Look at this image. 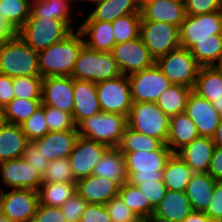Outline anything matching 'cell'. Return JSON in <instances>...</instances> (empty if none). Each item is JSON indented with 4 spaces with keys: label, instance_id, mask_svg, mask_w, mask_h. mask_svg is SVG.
Segmentation results:
<instances>
[{
    "label": "cell",
    "instance_id": "obj_56",
    "mask_svg": "<svg viewBox=\"0 0 222 222\" xmlns=\"http://www.w3.org/2000/svg\"><path fill=\"white\" fill-rule=\"evenodd\" d=\"M16 33L9 27L5 22L4 18L0 12V43L4 40H7L13 37Z\"/></svg>",
    "mask_w": 222,
    "mask_h": 222
},
{
    "label": "cell",
    "instance_id": "obj_37",
    "mask_svg": "<svg viewBox=\"0 0 222 222\" xmlns=\"http://www.w3.org/2000/svg\"><path fill=\"white\" fill-rule=\"evenodd\" d=\"M209 38L198 41L189 49L201 67L215 66L222 58V34L211 35Z\"/></svg>",
    "mask_w": 222,
    "mask_h": 222
},
{
    "label": "cell",
    "instance_id": "obj_5",
    "mask_svg": "<svg viewBox=\"0 0 222 222\" xmlns=\"http://www.w3.org/2000/svg\"><path fill=\"white\" fill-rule=\"evenodd\" d=\"M121 74L112 52L92 50L85 45L79 52L71 77L99 83Z\"/></svg>",
    "mask_w": 222,
    "mask_h": 222
},
{
    "label": "cell",
    "instance_id": "obj_51",
    "mask_svg": "<svg viewBox=\"0 0 222 222\" xmlns=\"http://www.w3.org/2000/svg\"><path fill=\"white\" fill-rule=\"evenodd\" d=\"M204 213L214 222H222V181H217Z\"/></svg>",
    "mask_w": 222,
    "mask_h": 222
},
{
    "label": "cell",
    "instance_id": "obj_66",
    "mask_svg": "<svg viewBox=\"0 0 222 222\" xmlns=\"http://www.w3.org/2000/svg\"><path fill=\"white\" fill-rule=\"evenodd\" d=\"M140 4H142L143 2H145L146 0H138Z\"/></svg>",
    "mask_w": 222,
    "mask_h": 222
},
{
    "label": "cell",
    "instance_id": "obj_3",
    "mask_svg": "<svg viewBox=\"0 0 222 222\" xmlns=\"http://www.w3.org/2000/svg\"><path fill=\"white\" fill-rule=\"evenodd\" d=\"M122 153L125 157L128 182L134 186L145 181L163 180V169L173 154L166 144L157 151Z\"/></svg>",
    "mask_w": 222,
    "mask_h": 222
},
{
    "label": "cell",
    "instance_id": "obj_7",
    "mask_svg": "<svg viewBox=\"0 0 222 222\" xmlns=\"http://www.w3.org/2000/svg\"><path fill=\"white\" fill-rule=\"evenodd\" d=\"M128 127L134 131L155 137L166 144L170 117L156 103L135 102L127 118Z\"/></svg>",
    "mask_w": 222,
    "mask_h": 222
},
{
    "label": "cell",
    "instance_id": "obj_41",
    "mask_svg": "<svg viewBox=\"0 0 222 222\" xmlns=\"http://www.w3.org/2000/svg\"><path fill=\"white\" fill-rule=\"evenodd\" d=\"M141 14H128L112 22L115 42L124 43L140 36Z\"/></svg>",
    "mask_w": 222,
    "mask_h": 222
},
{
    "label": "cell",
    "instance_id": "obj_33",
    "mask_svg": "<svg viewBox=\"0 0 222 222\" xmlns=\"http://www.w3.org/2000/svg\"><path fill=\"white\" fill-rule=\"evenodd\" d=\"M193 174L191 168L177 154H172L163 169V183L167 190L185 192Z\"/></svg>",
    "mask_w": 222,
    "mask_h": 222
},
{
    "label": "cell",
    "instance_id": "obj_61",
    "mask_svg": "<svg viewBox=\"0 0 222 222\" xmlns=\"http://www.w3.org/2000/svg\"><path fill=\"white\" fill-rule=\"evenodd\" d=\"M0 222H12L7 216L0 215Z\"/></svg>",
    "mask_w": 222,
    "mask_h": 222
},
{
    "label": "cell",
    "instance_id": "obj_65",
    "mask_svg": "<svg viewBox=\"0 0 222 222\" xmlns=\"http://www.w3.org/2000/svg\"><path fill=\"white\" fill-rule=\"evenodd\" d=\"M2 214V211H1V190H0V215Z\"/></svg>",
    "mask_w": 222,
    "mask_h": 222
},
{
    "label": "cell",
    "instance_id": "obj_4",
    "mask_svg": "<svg viewBox=\"0 0 222 222\" xmlns=\"http://www.w3.org/2000/svg\"><path fill=\"white\" fill-rule=\"evenodd\" d=\"M127 126L125 115L101 111L85 118L76 127L81 137L118 147Z\"/></svg>",
    "mask_w": 222,
    "mask_h": 222
},
{
    "label": "cell",
    "instance_id": "obj_49",
    "mask_svg": "<svg viewBox=\"0 0 222 222\" xmlns=\"http://www.w3.org/2000/svg\"><path fill=\"white\" fill-rule=\"evenodd\" d=\"M186 15L196 16L222 10V0H186Z\"/></svg>",
    "mask_w": 222,
    "mask_h": 222
},
{
    "label": "cell",
    "instance_id": "obj_28",
    "mask_svg": "<svg viewBox=\"0 0 222 222\" xmlns=\"http://www.w3.org/2000/svg\"><path fill=\"white\" fill-rule=\"evenodd\" d=\"M199 136L196 124L185 112L170 117L166 145L173 154Z\"/></svg>",
    "mask_w": 222,
    "mask_h": 222
},
{
    "label": "cell",
    "instance_id": "obj_24",
    "mask_svg": "<svg viewBox=\"0 0 222 222\" xmlns=\"http://www.w3.org/2000/svg\"><path fill=\"white\" fill-rule=\"evenodd\" d=\"M214 149L212 138L199 136L176 154L194 173H208Z\"/></svg>",
    "mask_w": 222,
    "mask_h": 222
},
{
    "label": "cell",
    "instance_id": "obj_43",
    "mask_svg": "<svg viewBox=\"0 0 222 222\" xmlns=\"http://www.w3.org/2000/svg\"><path fill=\"white\" fill-rule=\"evenodd\" d=\"M57 182L76 183L68 158L50 161L42 176V183Z\"/></svg>",
    "mask_w": 222,
    "mask_h": 222
},
{
    "label": "cell",
    "instance_id": "obj_46",
    "mask_svg": "<svg viewBox=\"0 0 222 222\" xmlns=\"http://www.w3.org/2000/svg\"><path fill=\"white\" fill-rule=\"evenodd\" d=\"M105 207L111 222H142L139 217L129 209L119 196L110 199Z\"/></svg>",
    "mask_w": 222,
    "mask_h": 222
},
{
    "label": "cell",
    "instance_id": "obj_50",
    "mask_svg": "<svg viewBox=\"0 0 222 222\" xmlns=\"http://www.w3.org/2000/svg\"><path fill=\"white\" fill-rule=\"evenodd\" d=\"M22 158L31 164L33 167L38 169V172L43 176L47 166L49 165V160L40 152L37 146L30 141L27 144L25 151L23 152Z\"/></svg>",
    "mask_w": 222,
    "mask_h": 222
},
{
    "label": "cell",
    "instance_id": "obj_53",
    "mask_svg": "<svg viewBox=\"0 0 222 222\" xmlns=\"http://www.w3.org/2000/svg\"><path fill=\"white\" fill-rule=\"evenodd\" d=\"M79 222H111L104 204L88 203Z\"/></svg>",
    "mask_w": 222,
    "mask_h": 222
},
{
    "label": "cell",
    "instance_id": "obj_47",
    "mask_svg": "<svg viewBox=\"0 0 222 222\" xmlns=\"http://www.w3.org/2000/svg\"><path fill=\"white\" fill-rule=\"evenodd\" d=\"M136 186L143 193L145 199H148L154 209L161 202L167 191L163 180L145 181Z\"/></svg>",
    "mask_w": 222,
    "mask_h": 222
},
{
    "label": "cell",
    "instance_id": "obj_22",
    "mask_svg": "<svg viewBox=\"0 0 222 222\" xmlns=\"http://www.w3.org/2000/svg\"><path fill=\"white\" fill-rule=\"evenodd\" d=\"M74 108L72 117L77 126L82 120L101 112L96 83L74 79Z\"/></svg>",
    "mask_w": 222,
    "mask_h": 222
},
{
    "label": "cell",
    "instance_id": "obj_20",
    "mask_svg": "<svg viewBox=\"0 0 222 222\" xmlns=\"http://www.w3.org/2000/svg\"><path fill=\"white\" fill-rule=\"evenodd\" d=\"M78 25L86 47L102 52L112 51L116 44L112 22L82 20Z\"/></svg>",
    "mask_w": 222,
    "mask_h": 222
},
{
    "label": "cell",
    "instance_id": "obj_9",
    "mask_svg": "<svg viewBox=\"0 0 222 222\" xmlns=\"http://www.w3.org/2000/svg\"><path fill=\"white\" fill-rule=\"evenodd\" d=\"M140 36L154 60L181 47L179 27L166 22L147 21L142 17Z\"/></svg>",
    "mask_w": 222,
    "mask_h": 222
},
{
    "label": "cell",
    "instance_id": "obj_19",
    "mask_svg": "<svg viewBox=\"0 0 222 222\" xmlns=\"http://www.w3.org/2000/svg\"><path fill=\"white\" fill-rule=\"evenodd\" d=\"M193 212L185 192L167 190L154 209L150 222H183Z\"/></svg>",
    "mask_w": 222,
    "mask_h": 222
},
{
    "label": "cell",
    "instance_id": "obj_18",
    "mask_svg": "<svg viewBox=\"0 0 222 222\" xmlns=\"http://www.w3.org/2000/svg\"><path fill=\"white\" fill-rule=\"evenodd\" d=\"M185 113L196 124L200 136L212 138L222 120L212 102L191 92L186 105Z\"/></svg>",
    "mask_w": 222,
    "mask_h": 222
},
{
    "label": "cell",
    "instance_id": "obj_23",
    "mask_svg": "<svg viewBox=\"0 0 222 222\" xmlns=\"http://www.w3.org/2000/svg\"><path fill=\"white\" fill-rule=\"evenodd\" d=\"M120 185L102 176L90 175L76 182V192L88 203L106 204L118 196Z\"/></svg>",
    "mask_w": 222,
    "mask_h": 222
},
{
    "label": "cell",
    "instance_id": "obj_64",
    "mask_svg": "<svg viewBox=\"0 0 222 222\" xmlns=\"http://www.w3.org/2000/svg\"><path fill=\"white\" fill-rule=\"evenodd\" d=\"M169 1L177 2V3H180V4H185L186 0H169Z\"/></svg>",
    "mask_w": 222,
    "mask_h": 222
},
{
    "label": "cell",
    "instance_id": "obj_38",
    "mask_svg": "<svg viewBox=\"0 0 222 222\" xmlns=\"http://www.w3.org/2000/svg\"><path fill=\"white\" fill-rule=\"evenodd\" d=\"M33 0H0V12L5 22L16 33L30 17Z\"/></svg>",
    "mask_w": 222,
    "mask_h": 222
},
{
    "label": "cell",
    "instance_id": "obj_29",
    "mask_svg": "<svg viewBox=\"0 0 222 222\" xmlns=\"http://www.w3.org/2000/svg\"><path fill=\"white\" fill-rule=\"evenodd\" d=\"M29 142L20 125L4 121L0 125V162L22 157Z\"/></svg>",
    "mask_w": 222,
    "mask_h": 222
},
{
    "label": "cell",
    "instance_id": "obj_59",
    "mask_svg": "<svg viewBox=\"0 0 222 222\" xmlns=\"http://www.w3.org/2000/svg\"><path fill=\"white\" fill-rule=\"evenodd\" d=\"M212 105L217 110V112L222 115V99L221 100H213Z\"/></svg>",
    "mask_w": 222,
    "mask_h": 222
},
{
    "label": "cell",
    "instance_id": "obj_26",
    "mask_svg": "<svg viewBox=\"0 0 222 222\" xmlns=\"http://www.w3.org/2000/svg\"><path fill=\"white\" fill-rule=\"evenodd\" d=\"M93 8L84 19L114 22L117 18L128 14H141V4L138 0H100L92 4Z\"/></svg>",
    "mask_w": 222,
    "mask_h": 222
},
{
    "label": "cell",
    "instance_id": "obj_62",
    "mask_svg": "<svg viewBox=\"0 0 222 222\" xmlns=\"http://www.w3.org/2000/svg\"><path fill=\"white\" fill-rule=\"evenodd\" d=\"M215 67L222 73V58L218 61Z\"/></svg>",
    "mask_w": 222,
    "mask_h": 222
},
{
    "label": "cell",
    "instance_id": "obj_1",
    "mask_svg": "<svg viewBox=\"0 0 222 222\" xmlns=\"http://www.w3.org/2000/svg\"><path fill=\"white\" fill-rule=\"evenodd\" d=\"M84 40L78 30H74L64 40L38 51L39 70L42 78L71 76Z\"/></svg>",
    "mask_w": 222,
    "mask_h": 222
},
{
    "label": "cell",
    "instance_id": "obj_8",
    "mask_svg": "<svg viewBox=\"0 0 222 222\" xmlns=\"http://www.w3.org/2000/svg\"><path fill=\"white\" fill-rule=\"evenodd\" d=\"M155 64L172 84L192 89L201 67L190 51L182 47L158 57Z\"/></svg>",
    "mask_w": 222,
    "mask_h": 222
},
{
    "label": "cell",
    "instance_id": "obj_14",
    "mask_svg": "<svg viewBox=\"0 0 222 222\" xmlns=\"http://www.w3.org/2000/svg\"><path fill=\"white\" fill-rule=\"evenodd\" d=\"M38 204L39 196L36 190H1L2 215L12 222H32Z\"/></svg>",
    "mask_w": 222,
    "mask_h": 222
},
{
    "label": "cell",
    "instance_id": "obj_17",
    "mask_svg": "<svg viewBox=\"0 0 222 222\" xmlns=\"http://www.w3.org/2000/svg\"><path fill=\"white\" fill-rule=\"evenodd\" d=\"M74 79L71 76L46 77L42 80V104L72 115Z\"/></svg>",
    "mask_w": 222,
    "mask_h": 222
},
{
    "label": "cell",
    "instance_id": "obj_32",
    "mask_svg": "<svg viewBox=\"0 0 222 222\" xmlns=\"http://www.w3.org/2000/svg\"><path fill=\"white\" fill-rule=\"evenodd\" d=\"M193 92L212 102L222 99V73L215 66L199 69Z\"/></svg>",
    "mask_w": 222,
    "mask_h": 222
},
{
    "label": "cell",
    "instance_id": "obj_35",
    "mask_svg": "<svg viewBox=\"0 0 222 222\" xmlns=\"http://www.w3.org/2000/svg\"><path fill=\"white\" fill-rule=\"evenodd\" d=\"M118 196L142 222H150L154 208L150 205L148 199H145V196L137 186H134L129 182L123 184L120 186Z\"/></svg>",
    "mask_w": 222,
    "mask_h": 222
},
{
    "label": "cell",
    "instance_id": "obj_55",
    "mask_svg": "<svg viewBox=\"0 0 222 222\" xmlns=\"http://www.w3.org/2000/svg\"><path fill=\"white\" fill-rule=\"evenodd\" d=\"M208 173L216 181H222V147H215Z\"/></svg>",
    "mask_w": 222,
    "mask_h": 222
},
{
    "label": "cell",
    "instance_id": "obj_40",
    "mask_svg": "<svg viewBox=\"0 0 222 222\" xmlns=\"http://www.w3.org/2000/svg\"><path fill=\"white\" fill-rule=\"evenodd\" d=\"M42 100H29L13 98L3 108V120L8 123L20 125L27 120L40 106Z\"/></svg>",
    "mask_w": 222,
    "mask_h": 222
},
{
    "label": "cell",
    "instance_id": "obj_42",
    "mask_svg": "<svg viewBox=\"0 0 222 222\" xmlns=\"http://www.w3.org/2000/svg\"><path fill=\"white\" fill-rule=\"evenodd\" d=\"M42 80L41 76L14 77V98L42 100Z\"/></svg>",
    "mask_w": 222,
    "mask_h": 222
},
{
    "label": "cell",
    "instance_id": "obj_39",
    "mask_svg": "<svg viewBox=\"0 0 222 222\" xmlns=\"http://www.w3.org/2000/svg\"><path fill=\"white\" fill-rule=\"evenodd\" d=\"M165 144L152 136L138 133L133 129L126 127L121 142L117 147L121 152H134V151H157L160 150Z\"/></svg>",
    "mask_w": 222,
    "mask_h": 222
},
{
    "label": "cell",
    "instance_id": "obj_11",
    "mask_svg": "<svg viewBox=\"0 0 222 222\" xmlns=\"http://www.w3.org/2000/svg\"><path fill=\"white\" fill-rule=\"evenodd\" d=\"M222 34V10L203 15H186L179 27L180 46L190 49L198 41L210 40L211 35Z\"/></svg>",
    "mask_w": 222,
    "mask_h": 222
},
{
    "label": "cell",
    "instance_id": "obj_36",
    "mask_svg": "<svg viewBox=\"0 0 222 222\" xmlns=\"http://www.w3.org/2000/svg\"><path fill=\"white\" fill-rule=\"evenodd\" d=\"M76 193V183H42L38 190L39 203L51 207H61Z\"/></svg>",
    "mask_w": 222,
    "mask_h": 222
},
{
    "label": "cell",
    "instance_id": "obj_60",
    "mask_svg": "<svg viewBox=\"0 0 222 222\" xmlns=\"http://www.w3.org/2000/svg\"><path fill=\"white\" fill-rule=\"evenodd\" d=\"M97 1H100V0H73L75 6H76V4L79 5V3H81V6H83L82 3H86L87 5L90 4V6H91L92 4H94Z\"/></svg>",
    "mask_w": 222,
    "mask_h": 222
},
{
    "label": "cell",
    "instance_id": "obj_63",
    "mask_svg": "<svg viewBox=\"0 0 222 222\" xmlns=\"http://www.w3.org/2000/svg\"><path fill=\"white\" fill-rule=\"evenodd\" d=\"M4 122L3 120V109L0 107V125Z\"/></svg>",
    "mask_w": 222,
    "mask_h": 222
},
{
    "label": "cell",
    "instance_id": "obj_13",
    "mask_svg": "<svg viewBox=\"0 0 222 222\" xmlns=\"http://www.w3.org/2000/svg\"><path fill=\"white\" fill-rule=\"evenodd\" d=\"M0 181V185L3 183L0 186L1 190L30 189L38 191L42 184V175L38 169L19 157L0 162Z\"/></svg>",
    "mask_w": 222,
    "mask_h": 222
},
{
    "label": "cell",
    "instance_id": "obj_12",
    "mask_svg": "<svg viewBox=\"0 0 222 222\" xmlns=\"http://www.w3.org/2000/svg\"><path fill=\"white\" fill-rule=\"evenodd\" d=\"M128 78L133 103H155L160 95L172 85L156 64L150 68L133 73Z\"/></svg>",
    "mask_w": 222,
    "mask_h": 222
},
{
    "label": "cell",
    "instance_id": "obj_27",
    "mask_svg": "<svg viewBox=\"0 0 222 222\" xmlns=\"http://www.w3.org/2000/svg\"><path fill=\"white\" fill-rule=\"evenodd\" d=\"M73 4V0H33L29 18L47 17L48 19L61 20L73 31L78 30L79 25H74L75 14H73V9L77 6Z\"/></svg>",
    "mask_w": 222,
    "mask_h": 222
},
{
    "label": "cell",
    "instance_id": "obj_21",
    "mask_svg": "<svg viewBox=\"0 0 222 222\" xmlns=\"http://www.w3.org/2000/svg\"><path fill=\"white\" fill-rule=\"evenodd\" d=\"M79 138L78 130L48 132L32 141L49 161L68 158Z\"/></svg>",
    "mask_w": 222,
    "mask_h": 222
},
{
    "label": "cell",
    "instance_id": "obj_2",
    "mask_svg": "<svg viewBox=\"0 0 222 222\" xmlns=\"http://www.w3.org/2000/svg\"><path fill=\"white\" fill-rule=\"evenodd\" d=\"M0 73L14 77L40 76L38 52L16 34L0 43Z\"/></svg>",
    "mask_w": 222,
    "mask_h": 222
},
{
    "label": "cell",
    "instance_id": "obj_30",
    "mask_svg": "<svg viewBox=\"0 0 222 222\" xmlns=\"http://www.w3.org/2000/svg\"><path fill=\"white\" fill-rule=\"evenodd\" d=\"M92 175L110 179L120 186L127 183L128 174L123 153L117 147H110L94 167Z\"/></svg>",
    "mask_w": 222,
    "mask_h": 222
},
{
    "label": "cell",
    "instance_id": "obj_15",
    "mask_svg": "<svg viewBox=\"0 0 222 222\" xmlns=\"http://www.w3.org/2000/svg\"><path fill=\"white\" fill-rule=\"evenodd\" d=\"M111 52L121 74L126 76L155 64V60L144 45L141 36L131 41L115 44Z\"/></svg>",
    "mask_w": 222,
    "mask_h": 222
},
{
    "label": "cell",
    "instance_id": "obj_10",
    "mask_svg": "<svg viewBox=\"0 0 222 222\" xmlns=\"http://www.w3.org/2000/svg\"><path fill=\"white\" fill-rule=\"evenodd\" d=\"M96 89L102 112L118 113L128 118L133 104L128 76L122 74L96 83Z\"/></svg>",
    "mask_w": 222,
    "mask_h": 222
},
{
    "label": "cell",
    "instance_id": "obj_58",
    "mask_svg": "<svg viewBox=\"0 0 222 222\" xmlns=\"http://www.w3.org/2000/svg\"><path fill=\"white\" fill-rule=\"evenodd\" d=\"M215 147H222V120L212 137Z\"/></svg>",
    "mask_w": 222,
    "mask_h": 222
},
{
    "label": "cell",
    "instance_id": "obj_16",
    "mask_svg": "<svg viewBox=\"0 0 222 222\" xmlns=\"http://www.w3.org/2000/svg\"><path fill=\"white\" fill-rule=\"evenodd\" d=\"M109 148L106 144L79 136L68 157L76 182L92 175L94 167Z\"/></svg>",
    "mask_w": 222,
    "mask_h": 222
},
{
    "label": "cell",
    "instance_id": "obj_6",
    "mask_svg": "<svg viewBox=\"0 0 222 222\" xmlns=\"http://www.w3.org/2000/svg\"><path fill=\"white\" fill-rule=\"evenodd\" d=\"M72 32L64 21L45 17L28 18L16 35L38 52L64 40Z\"/></svg>",
    "mask_w": 222,
    "mask_h": 222
},
{
    "label": "cell",
    "instance_id": "obj_25",
    "mask_svg": "<svg viewBox=\"0 0 222 222\" xmlns=\"http://www.w3.org/2000/svg\"><path fill=\"white\" fill-rule=\"evenodd\" d=\"M141 15L147 21L180 27L186 17L185 5L169 0H146L141 4Z\"/></svg>",
    "mask_w": 222,
    "mask_h": 222
},
{
    "label": "cell",
    "instance_id": "obj_31",
    "mask_svg": "<svg viewBox=\"0 0 222 222\" xmlns=\"http://www.w3.org/2000/svg\"><path fill=\"white\" fill-rule=\"evenodd\" d=\"M216 180L209 173H194L185 189L193 211L204 212L213 195Z\"/></svg>",
    "mask_w": 222,
    "mask_h": 222
},
{
    "label": "cell",
    "instance_id": "obj_34",
    "mask_svg": "<svg viewBox=\"0 0 222 222\" xmlns=\"http://www.w3.org/2000/svg\"><path fill=\"white\" fill-rule=\"evenodd\" d=\"M192 88L181 84H172L155 102L169 117L185 112Z\"/></svg>",
    "mask_w": 222,
    "mask_h": 222
},
{
    "label": "cell",
    "instance_id": "obj_57",
    "mask_svg": "<svg viewBox=\"0 0 222 222\" xmlns=\"http://www.w3.org/2000/svg\"><path fill=\"white\" fill-rule=\"evenodd\" d=\"M183 222H214L204 212L193 211Z\"/></svg>",
    "mask_w": 222,
    "mask_h": 222
},
{
    "label": "cell",
    "instance_id": "obj_44",
    "mask_svg": "<svg viewBox=\"0 0 222 222\" xmlns=\"http://www.w3.org/2000/svg\"><path fill=\"white\" fill-rule=\"evenodd\" d=\"M20 126L29 141H34L45 136L49 132L45 117V105L42 104Z\"/></svg>",
    "mask_w": 222,
    "mask_h": 222
},
{
    "label": "cell",
    "instance_id": "obj_48",
    "mask_svg": "<svg viewBox=\"0 0 222 222\" xmlns=\"http://www.w3.org/2000/svg\"><path fill=\"white\" fill-rule=\"evenodd\" d=\"M87 205L88 202L76 192L60 208L67 222H79Z\"/></svg>",
    "mask_w": 222,
    "mask_h": 222
},
{
    "label": "cell",
    "instance_id": "obj_54",
    "mask_svg": "<svg viewBox=\"0 0 222 222\" xmlns=\"http://www.w3.org/2000/svg\"><path fill=\"white\" fill-rule=\"evenodd\" d=\"M13 78L0 73V107L3 109L13 98Z\"/></svg>",
    "mask_w": 222,
    "mask_h": 222
},
{
    "label": "cell",
    "instance_id": "obj_45",
    "mask_svg": "<svg viewBox=\"0 0 222 222\" xmlns=\"http://www.w3.org/2000/svg\"><path fill=\"white\" fill-rule=\"evenodd\" d=\"M45 117L49 132L77 130L70 113L45 105Z\"/></svg>",
    "mask_w": 222,
    "mask_h": 222
},
{
    "label": "cell",
    "instance_id": "obj_52",
    "mask_svg": "<svg viewBox=\"0 0 222 222\" xmlns=\"http://www.w3.org/2000/svg\"><path fill=\"white\" fill-rule=\"evenodd\" d=\"M32 222H67L60 207L38 204Z\"/></svg>",
    "mask_w": 222,
    "mask_h": 222
}]
</instances>
